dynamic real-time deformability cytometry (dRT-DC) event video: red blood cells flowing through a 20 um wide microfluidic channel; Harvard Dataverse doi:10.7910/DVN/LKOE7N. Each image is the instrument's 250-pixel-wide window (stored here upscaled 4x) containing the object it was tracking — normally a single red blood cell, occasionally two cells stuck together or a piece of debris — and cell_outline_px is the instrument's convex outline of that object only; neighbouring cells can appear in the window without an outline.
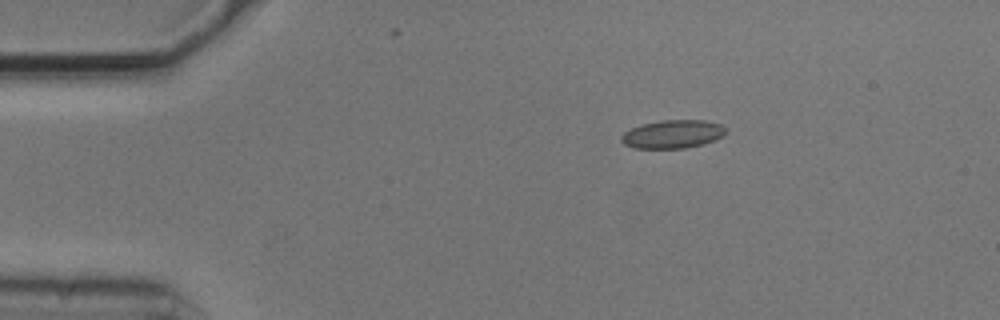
{"species": "common noctule bat (a hibernating species)", "species_latin": "Nyctalus noctula", "temperature_condition": "cold", "stored_images_in_passage": 13, "camera_frame_rate_fps": 3000, "um_per_image_px": 0.085, "animal": {"sex": "male", "body_mass_g": 20.5, "forearm_length_mm": 52.5}, "frame": {"image": 1, "passage_image": 1, "time_ms": 0.0, "image_size_px": [1000, 320], "cell_outline_px": [[724, 132], [720, 136], [712, 140], [700, 144], [684, 148], [632, 148], [624, 144], [620, 140], [620, 136], [624, 132], [640, 124], [660, 120], [704, 120], [720, 124], [724, 128]], "centroid_in_image_um": [57.08, 11.39], "position_along_channel_um": 27.9, "area_um2": 16.99}}
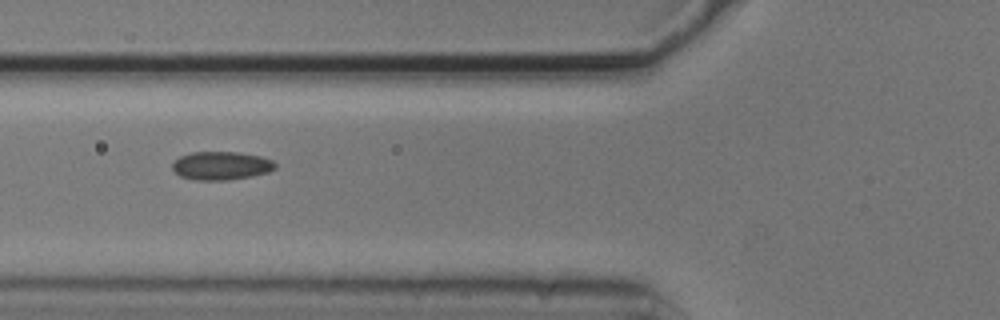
{"frame": {"image": 2, "passage_image": 4, "time_ms": 1.0, "image_size_px": [1000, 320], "cell_outline_px": [[276, 168], [268, 172], [252, 176], [228, 180], [196, 180], [180, 176], [172, 168], [172, 164], [180, 156], [192, 152], [240, 152], [260, 156], [272, 160], [276, 164]], "centroid_in_image_um": [18.82, 14.08], "position_along_channel_um": 107.0, "area_um2": 16.99}}
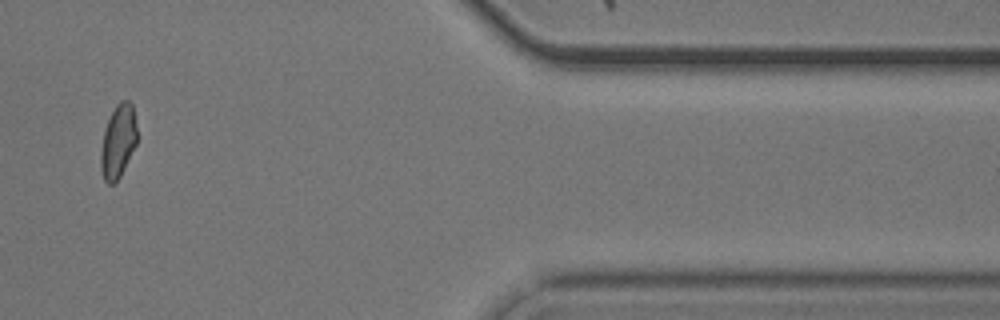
{"frame": {"image": 3, "passage_image": 11, "time_ms": 3.333, "image_size_px": [1000, 320], "cell_outline_px": [[136, 144], [120, 176], [112, 184], [108, 184], [104, 180], [100, 168], [100, 152], [104, 128], [116, 104], [120, 100], [128, 100], [132, 104], [136, 124]], "centroid_in_image_um": [10.02, 12.0], "position_along_channel_um": 401.4, "area_um2": 15.43}}